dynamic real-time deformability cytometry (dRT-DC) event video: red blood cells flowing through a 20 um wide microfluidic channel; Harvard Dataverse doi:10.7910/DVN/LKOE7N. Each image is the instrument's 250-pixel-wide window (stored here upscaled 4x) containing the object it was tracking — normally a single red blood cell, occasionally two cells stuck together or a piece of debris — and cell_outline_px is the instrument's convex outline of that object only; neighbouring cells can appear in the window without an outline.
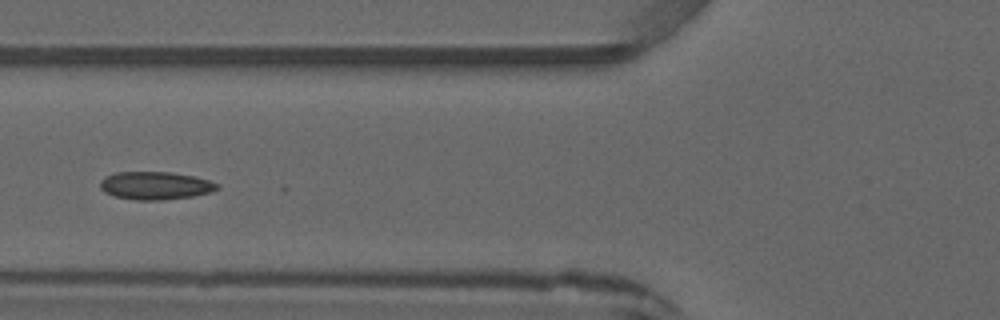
{"species": "common noctule bat (a hibernating species)", "species_latin": "Nyctalus noctula", "temperature_condition": "warm", "stored_images_in_passage": 5, "camera_frame_rate_fps": 3000, "um_per_image_px": 0.085, "animal": {"sex": "male", "forearm_length_mm": 52.5}, "frame": {"image": 1, "passage_image": 5, "time_ms": 4.667, "image_size_px": [1000, 320], "cell_outline_px": [[220, 188], [212, 192], [192, 196], [164, 200], [136, 200], [116, 196], [104, 192], [100, 188], [100, 180], [116, 172], [172, 172], [196, 176], [220, 184]], "centroid_in_image_um": [13.25, 15.77], "position_along_channel_um": 112.6, "area_um2": 19.13}}